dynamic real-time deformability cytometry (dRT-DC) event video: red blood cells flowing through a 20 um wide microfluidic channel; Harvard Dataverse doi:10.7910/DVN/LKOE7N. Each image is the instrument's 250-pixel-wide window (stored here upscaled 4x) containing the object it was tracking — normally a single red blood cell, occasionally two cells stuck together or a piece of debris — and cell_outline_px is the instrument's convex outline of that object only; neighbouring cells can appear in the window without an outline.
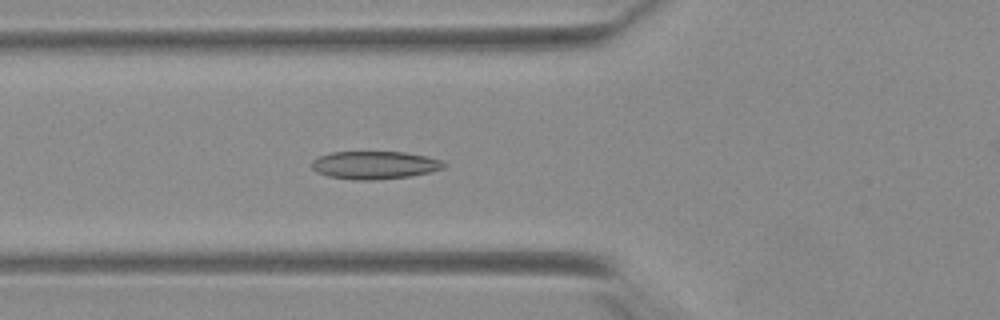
{"species": "Egyptian fruit bat (a non-hibernating species)", "species_latin": "Rousettus aegyptiacus", "temperature_condition": "warm", "stored_images_in_passage": 44, "camera_frame_rate_fps": 3000, "um_per_image_px": 0.085, "animal": {"sex": "female"}, "frame": {"image": 1, "passage_image": 15, "time_ms": 4.667, "image_size_px": [1000, 320], "cell_outline_px": [[448, 164], [444, 168], [432, 172], [412, 176], [376, 180], [352, 180], [328, 176], [316, 172], [312, 168], [312, 160], [320, 156], [332, 152], [404, 152], [424, 156], [440, 160]], "centroid_in_image_um": [31.86, 14.04], "position_along_channel_um": 93.9, "area_um2": 21.62}}
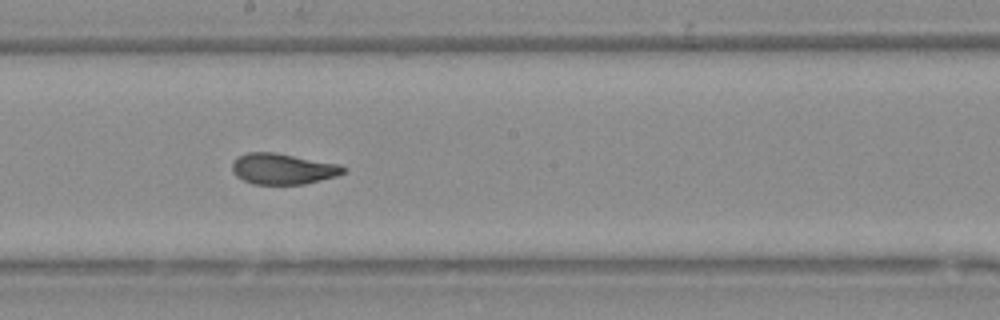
{"frame": {"image": 2, "passage_image": 25, "time_ms": 8.0, "image_size_px": [1000, 320], "cell_outline_px": [[348, 168], [344, 172], [336, 176], [304, 184], [252, 184], [236, 176], [232, 172], [232, 164], [240, 156], [248, 152], [272, 152], [340, 164]], "centroid_in_image_um": [24.05, 14.36], "position_along_channel_um": 224.1, "area_um2": 19.83}}
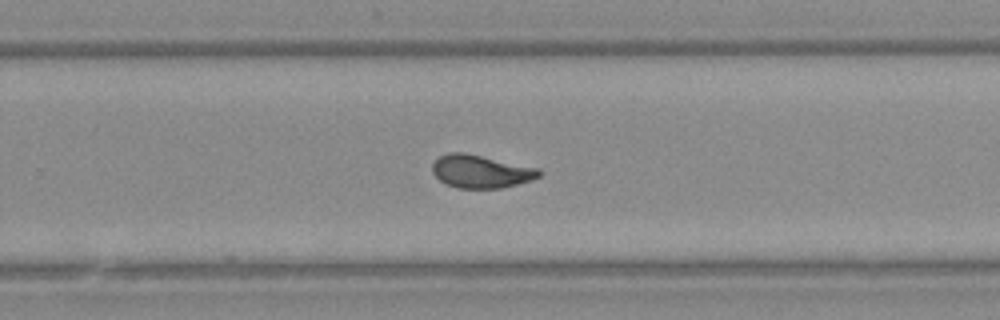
{"frame": {"image": 3, "passage_image": 30, "time_ms": 9.667, "image_size_px": [1000, 320], "cell_outline_px": [[540, 176], [532, 180], [500, 188], [456, 188], [444, 184], [432, 172], [432, 164], [440, 156], [448, 152], [464, 152], [536, 168], [540, 172]], "centroid_in_image_um": [40.81, 14.58], "position_along_channel_um": 289.0, "area_um2": 20.29}, "authors_computed_cell_mechanics": {"area_um2": 20.3167, "velocity_mm_per_s": 3.9003, "shape_relaxation_time_tau1_ms": 5.4455, "shape_relaxation_time_tau2_ms": 1.1658, "deformation_change_tau1": 0.1682, "deformation_change_tau2": 0.0704}}